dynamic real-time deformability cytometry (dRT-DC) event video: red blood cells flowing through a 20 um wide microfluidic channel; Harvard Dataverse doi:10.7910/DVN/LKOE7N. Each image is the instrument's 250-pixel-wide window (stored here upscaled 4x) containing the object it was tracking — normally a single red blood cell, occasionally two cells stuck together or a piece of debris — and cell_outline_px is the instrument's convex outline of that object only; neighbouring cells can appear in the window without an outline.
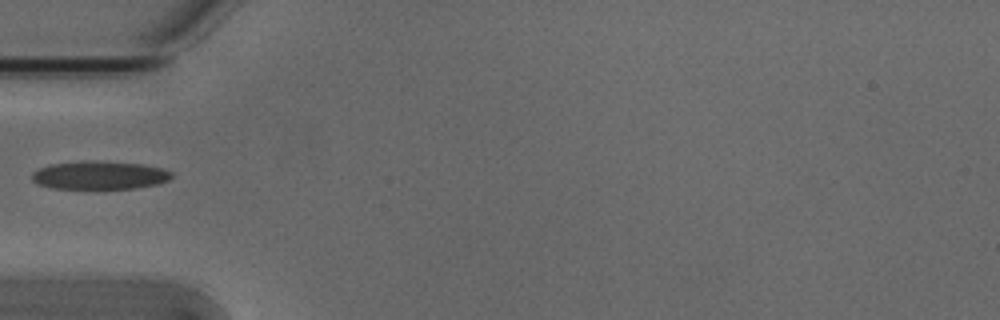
{"species": "Egyptian fruit bat (a non-hibernating species)", "species_latin": "Rousettus aegyptiacus", "temperature_condition": "cold", "stored_images_in_passage": 5, "camera_frame_rate_fps": 3000, "um_per_image_px": 0.085, "animal": {"sex": "male"}, "frame": {"image": 1, "passage_image": 5, "time_ms": 1.333, "image_size_px": [1000, 320], "cell_outline_px": [[172, 176], [168, 180], [160, 184], [136, 188], [52, 188], [36, 184], [32, 180], [32, 172], [48, 164], [80, 160], [104, 160], [140, 164], [164, 168], [172, 172]], "centroid_in_image_um": [8.45, 14.87], "position_along_channel_um": 76.5, "area_um2": 23.41}}